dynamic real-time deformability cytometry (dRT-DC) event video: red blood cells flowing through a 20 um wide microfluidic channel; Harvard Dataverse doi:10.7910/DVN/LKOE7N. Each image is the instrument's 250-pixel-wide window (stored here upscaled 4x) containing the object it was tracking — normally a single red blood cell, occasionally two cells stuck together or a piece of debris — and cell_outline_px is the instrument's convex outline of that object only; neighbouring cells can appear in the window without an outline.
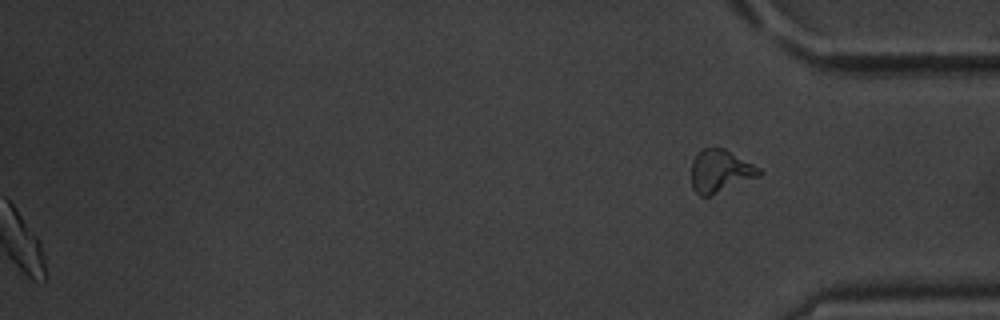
{"species": "common noctule bat (a hibernating species)", "species_latin": "Nyctalus noctula", "temperature_condition": "warm", "stored_images_in_passage": 16, "segment_of_instrument_passage": [2, 2], "camera_frame_rate_fps": 3000, "um_per_image_px": 0.085, "animal": {"sex": "male", "body_mass_g": 20.1, "forearm_length_mm": 53.5}, "frame": {"image": 1, "passage_image": 16, "time_ms": 17.333, "image_size_px": [1000, 320], "cell_outline_px": [[764, 172], [760, 176], [712, 196], [700, 196], [692, 188], [692, 160], [696, 152], [704, 148], [724, 148], [760, 168]], "centroid_in_image_um": [61.22, 14.56], "position_along_channel_um": 374.0, "area_um2": 17.05}}